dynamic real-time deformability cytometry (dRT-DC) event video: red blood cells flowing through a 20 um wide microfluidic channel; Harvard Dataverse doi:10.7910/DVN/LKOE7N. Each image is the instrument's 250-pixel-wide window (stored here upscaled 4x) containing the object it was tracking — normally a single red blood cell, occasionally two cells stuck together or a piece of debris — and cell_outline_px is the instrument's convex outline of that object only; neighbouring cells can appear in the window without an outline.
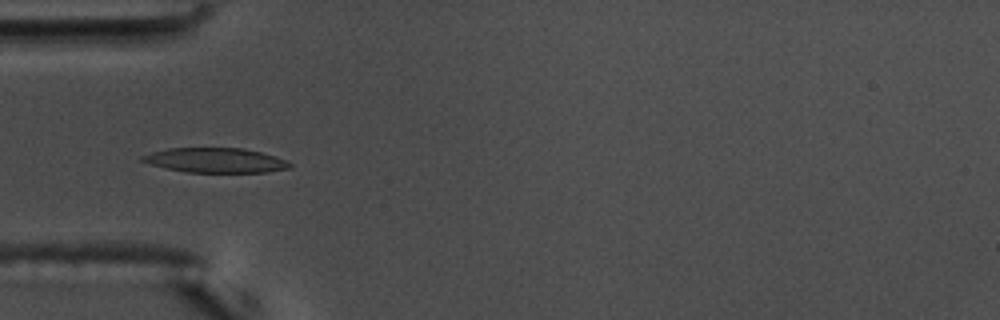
{"species": "common noctule bat (a hibernating species)", "species_latin": "Nyctalus noctula", "temperature_condition": "warm", "stored_images_in_passage": 56, "camera_frame_rate_fps": 3000, "um_per_image_px": 0.085, "animal": {"sex": "male", "body_mass_g": 17.5, "forearm_length_mm": 52.3}, "frame": {"image": 1, "passage_image": 17, "time_ms": 5.333, "image_size_px": [1000, 320], "cell_outline_px": [[292, 168], [268, 172], [184, 172], [164, 168], [148, 164], [140, 160], [140, 156], [152, 152], [168, 148], [244, 148], [276, 156], [288, 160], [292, 164]], "centroid_in_image_um": [18.32, 13.63], "position_along_channel_um": 66.7, "area_um2": 21.5}, "authors_computed_cell_mechanics": {"area_um2": 21.8773, "velocity_mm_per_s": 3.6053, "shape_relaxation_time_tau1_ms": 4.264, "shape_relaxation_time_tau2_ms": 2.5852, "deformation_change_tau1": 0.1535, "deformation_change_tau2": 0.0861}}